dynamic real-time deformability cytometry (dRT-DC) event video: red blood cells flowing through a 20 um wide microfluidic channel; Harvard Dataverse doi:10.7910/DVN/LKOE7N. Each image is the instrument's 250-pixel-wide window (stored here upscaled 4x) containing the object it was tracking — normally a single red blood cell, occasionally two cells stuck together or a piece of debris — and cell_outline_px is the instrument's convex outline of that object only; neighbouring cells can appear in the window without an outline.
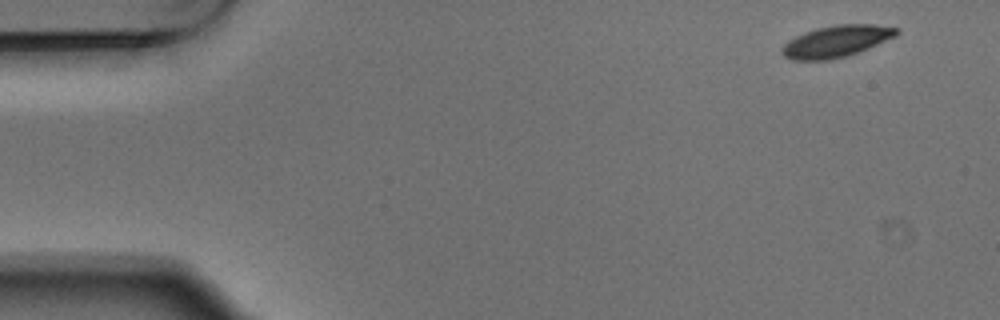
{"species": "Egyptian fruit bat (a non-hibernating species)", "species_latin": "Rousettus aegyptiacus", "temperature_condition": "warm", "stored_images_in_passage": 10, "camera_frame_rate_fps": 3000, "um_per_image_px": 0.085, "animal": {"sex": "male"}, "frame": {"image": 1, "passage_image": 1, "time_ms": 0.0, "image_size_px": [1000, 320], "cell_outline_px": [[900, 32], [896, 36], [860, 52], [848, 56], [828, 60], [792, 60], [784, 56], [780, 52], [780, 48], [788, 40], [804, 32], [816, 28], [836, 24], [876, 24], [900, 28]], "centroid_in_image_um": [71.1, 3.51], "position_along_channel_um": 13.9, "area_um2": 21.5}}
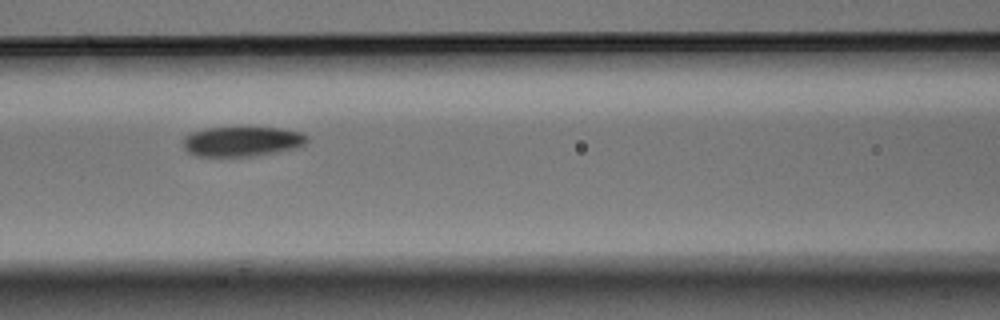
{"frame": {"image": 2, "passage_image": 6, "time_ms": 1.667, "image_size_px": [1000, 320], "cell_outline_px": [[308, 140], [304, 144], [296, 148], [276, 152], [252, 156], [196, 156], [188, 152], [184, 148], [184, 136], [192, 132], [204, 128], [248, 124], [280, 128], [300, 132], [308, 136]], "centroid_in_image_um": [20.57, 11.96], "position_along_channel_um": 146.0, "area_um2": 22.54}}
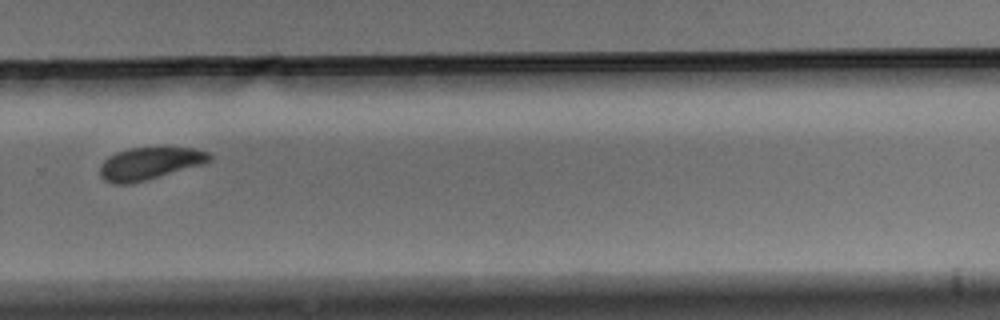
{"frame": {"image": 3, "passage_image": 10, "time_ms": 3.0, "image_size_px": [1000, 320], "cell_outline_px": [[212, 160], [204, 164], [144, 180], [128, 184], [112, 184], [104, 180], [100, 176], [100, 168], [104, 160], [108, 156], [116, 152], [128, 148], [196, 148], [208, 152], [212, 156]], "centroid_in_image_um": [12.71, 13.89], "position_along_channel_um": 317.1, "area_um2": 20.52}}